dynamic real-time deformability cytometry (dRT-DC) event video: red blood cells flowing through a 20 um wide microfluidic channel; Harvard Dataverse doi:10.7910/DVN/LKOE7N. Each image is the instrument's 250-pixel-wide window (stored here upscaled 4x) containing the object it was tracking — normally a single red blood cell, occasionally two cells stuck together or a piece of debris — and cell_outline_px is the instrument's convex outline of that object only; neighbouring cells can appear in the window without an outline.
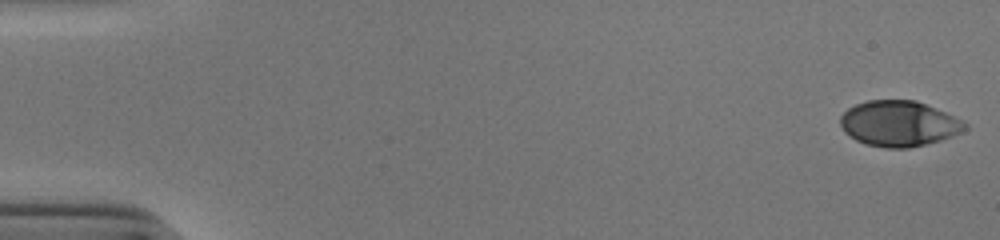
{"species": "human", "species_latin": "Homo sapiens", "temperature_condition": "cold", "stored_images_in_passage": 52, "camera_frame_rate_fps": 3000, "um_per_image_px": 0.085, "donor": {"sex": "male"}, "frame": {"image": 1, "passage_image": 1, "time_ms": 0.0, "image_size_px": [1000, 240], "cell_outline_px": [[968, 128], [952, 136], [940, 140], [908, 148], [884, 148], [864, 144], [856, 140], [844, 132], [840, 124], [840, 116], [848, 108], [856, 104], [868, 100], [916, 100], [936, 108], [964, 120], [968, 124]], "centroid_in_image_um": [76.41, 10.5], "position_along_channel_um": 8.6, "area_um2": 33.23}}
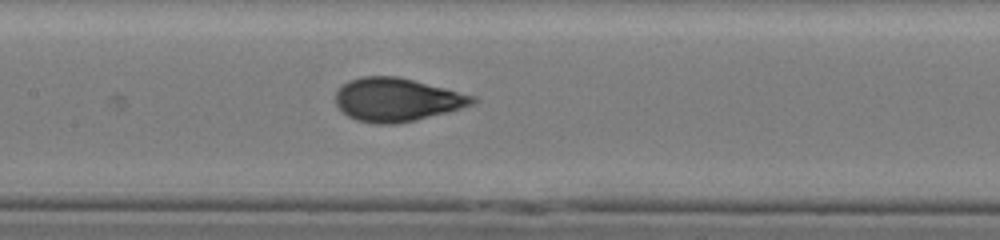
{"frame": {"image": 2, "passage_image": 26, "time_ms": 8.333, "image_size_px": [1000, 240], "cell_outline_px": [[476, 104], [448, 112], [416, 120], [396, 124], [376, 124], [356, 120], [348, 116], [336, 104], [336, 92], [344, 84], [360, 76], [396, 76], [476, 96]], "centroid_in_image_um": [33.75, 8.49], "position_along_channel_um": 173.6, "area_um2": 34.39}}
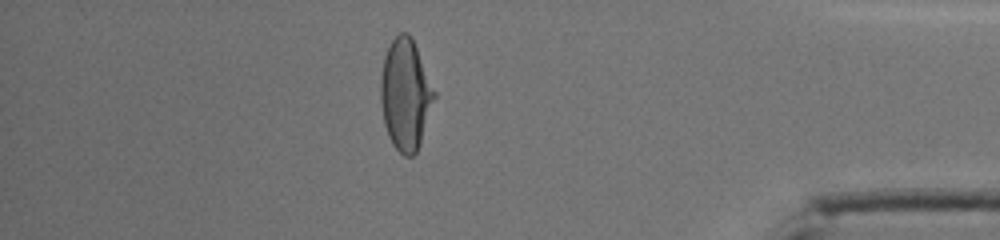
{"frame": {"image": 3, "passage_image": 46, "time_ms": 15.0, "image_size_px": [1000, 240], "cell_outline_px": [[436, 96], [420, 144], [416, 152], [412, 156], [404, 156], [392, 144], [388, 136], [384, 124], [380, 100], [380, 80], [384, 56], [392, 40], [400, 32], [408, 32], [416, 48], [436, 92]], "centroid_in_image_um": [34.46, 8.06], "position_along_channel_um": 400.7, "area_um2": 34.56}, "authors_computed_cell_mechanics": {"area_um2": 33.8997, "velocity_mm_per_s": 3.9256, "shape_relaxation_time_tau1_ms": 3.8076, "shape_relaxation_time_tau2_ms": null, "deformation_change_tau1": 0.1986, "deformation_change_tau2": null}}